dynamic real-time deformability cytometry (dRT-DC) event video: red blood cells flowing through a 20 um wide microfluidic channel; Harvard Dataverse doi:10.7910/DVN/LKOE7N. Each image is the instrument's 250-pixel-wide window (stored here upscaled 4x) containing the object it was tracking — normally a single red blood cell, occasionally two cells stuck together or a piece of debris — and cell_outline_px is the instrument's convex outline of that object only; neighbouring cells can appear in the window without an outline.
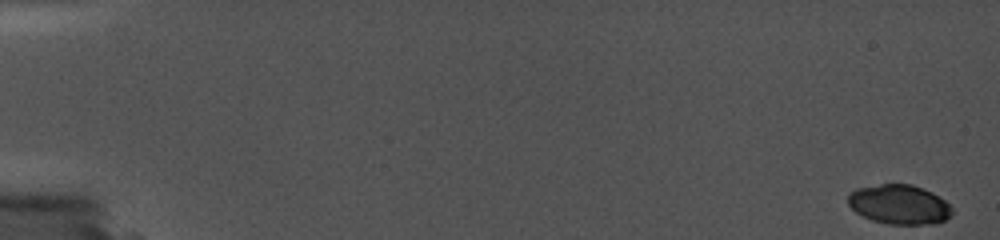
{"species": "common noctule bat (a hibernating species)", "species_latin": "Nyctalus noctula", "temperature_condition": "cold", "stored_images_in_passage": 16, "camera_frame_rate_fps": 5000, "um_per_image_px": 0.085, "animal": {"sex": "female", "body_mass_g": 19.0, "forearm_length_mm": 56.7}, "frame": {"image": 1, "passage_image": 1, "time_ms": 0.0, "image_size_px": [1000, 240], "cell_outline_px": [[952, 216], [936, 224], [888, 224], [872, 220], [856, 212], [848, 204], [848, 196], [856, 188], [880, 184], [912, 184], [924, 188], [932, 192], [944, 200], [952, 208]], "centroid_in_image_um": [76.46, 17.38], "position_along_channel_um": 8.5, "area_um2": 23.99}}